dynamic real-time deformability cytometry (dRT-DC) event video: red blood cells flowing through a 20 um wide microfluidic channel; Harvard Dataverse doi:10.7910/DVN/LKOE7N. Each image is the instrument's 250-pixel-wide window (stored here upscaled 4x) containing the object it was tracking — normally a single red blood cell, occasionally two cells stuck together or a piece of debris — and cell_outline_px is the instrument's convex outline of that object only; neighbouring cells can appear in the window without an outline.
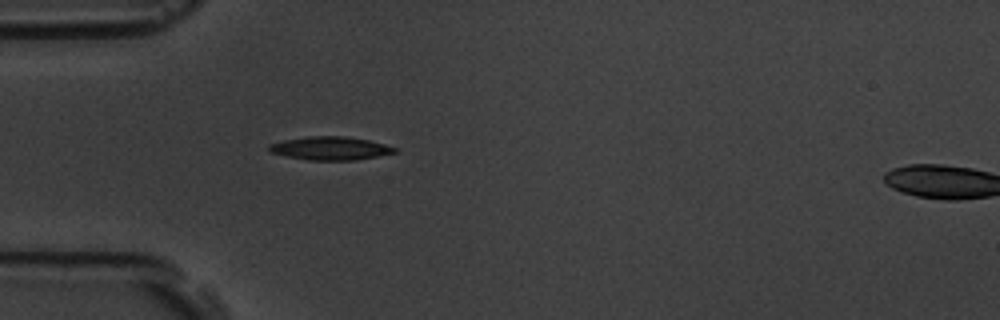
{"species": "common noctule bat (a hibernating species)", "species_latin": "Nyctalus noctula", "temperature_condition": "room temperature", "stored_images_in_passage": 2, "segment_of_instrument_passage": [1, 2], "camera_frame_rate_fps": 3000, "um_per_image_px": 0.085, "animal": {"sex": "male", "body_mass_g": 19.5, "forearm_length_mm": 54.6}, "frame": {"image": 1, "passage_image": 1, "time_ms": 0.0, "image_size_px": [1000, 320], "cell_outline_px": [[400, 148], [396, 152], [356, 160], [308, 160], [268, 152], [268, 144], [284, 140], [308, 136], [344, 136], [368, 140]], "centroid_in_image_um": [28.07, 12.6], "position_along_channel_um": 56.9, "area_um2": 17.05}}